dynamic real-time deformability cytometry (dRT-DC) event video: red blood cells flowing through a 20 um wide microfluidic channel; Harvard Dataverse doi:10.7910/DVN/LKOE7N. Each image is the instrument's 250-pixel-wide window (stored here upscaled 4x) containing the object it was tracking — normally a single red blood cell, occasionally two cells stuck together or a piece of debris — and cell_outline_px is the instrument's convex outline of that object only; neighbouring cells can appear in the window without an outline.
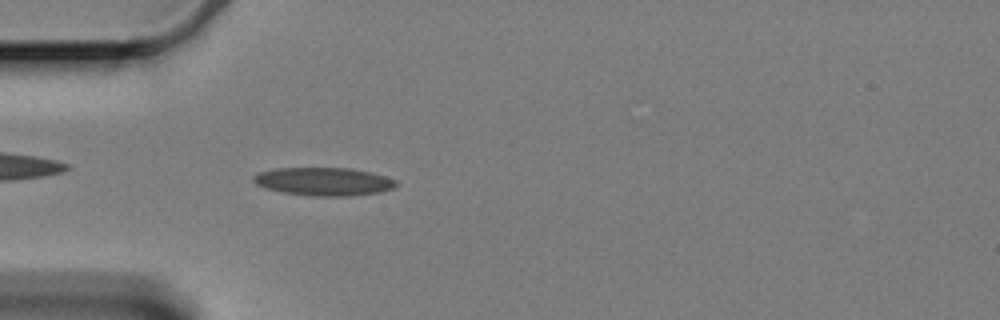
{"species": "Egyptian fruit bat (a non-hibernating species)", "species_latin": "Rousettus aegyptiacus", "temperature_condition": "cold", "stored_images_in_passage": 46, "camera_frame_rate_fps": 3000, "um_per_image_px": 0.085, "animal": {"sex": "female"}, "frame": {"image": 1, "passage_image": 4, "time_ms": 1.0, "image_size_px": [1000, 320], "cell_outline_px": [[396, 184], [392, 188], [380, 192], [348, 196], [312, 196], [284, 192], [264, 188], [256, 184], [252, 180], [252, 176], [260, 172], [276, 168], [348, 168], [368, 172], [384, 176], [396, 180]], "centroid_in_image_um": [27.47, 15.43], "position_along_channel_um": 57.5, "area_um2": 23.18}}
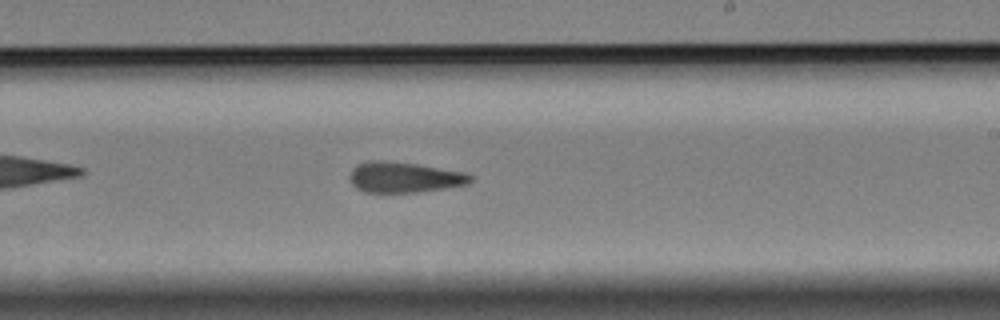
{"frame": {"image": 2, "passage_image": 22, "time_ms": 7.0, "image_size_px": [1000, 320], "cell_outline_px": [[472, 180], [468, 184], [444, 188], [416, 192], [364, 192], [356, 188], [352, 184], [348, 176], [352, 168], [356, 164], [368, 160], [384, 160], [416, 164], [464, 172], [472, 176]], "centroid_in_image_um": [34.3, 15.06], "position_along_channel_um": 254.7, "area_um2": 21.56}}
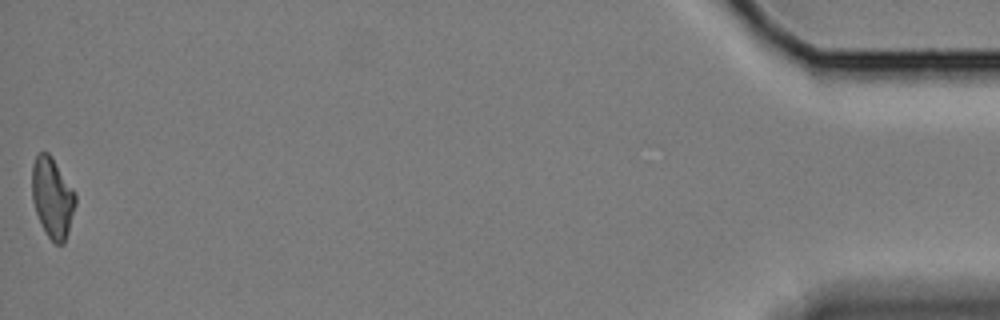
{"frame": {"image": 3, "passage_image": 46, "time_ms": 15.0, "image_size_px": [1000, 320], "cell_outline_px": [[76, 204], [64, 244], [56, 244], [48, 236], [36, 212], [32, 200], [32, 164], [36, 156], [40, 152], [48, 152], [52, 156], [76, 192]], "centroid_in_image_um": [4.46, 16.76], "position_along_channel_um": 430.7, "area_um2": 20.29}, "authors_computed_cell_mechanics": {"area_um2": 21.7617, "velocity_mm_per_s": 3.3536, "shape_relaxation_time_tau1_ms": null, "shape_relaxation_time_tau2_ms": 5.5194, "deformation_change_tau1": null, "deformation_change_tau2": 0.1476}}